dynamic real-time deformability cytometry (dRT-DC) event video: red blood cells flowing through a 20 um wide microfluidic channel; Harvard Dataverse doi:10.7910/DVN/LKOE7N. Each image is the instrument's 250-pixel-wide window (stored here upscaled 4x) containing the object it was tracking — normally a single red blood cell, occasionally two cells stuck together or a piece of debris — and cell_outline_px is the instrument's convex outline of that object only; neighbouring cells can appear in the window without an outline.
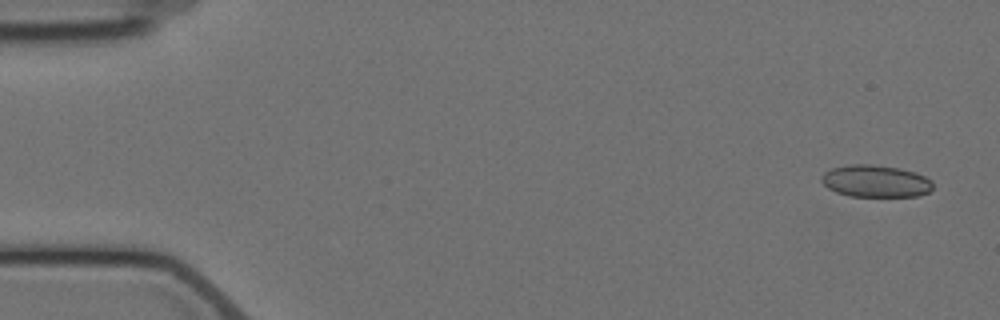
{"species": "Egyptian fruit bat (a non-hibernating species)", "species_latin": "Rousettus aegyptiacus", "temperature_condition": "cold", "stored_images_in_passage": 4, "camera_frame_rate_fps": 3000, "um_per_image_px": 0.085, "animal": {"sex": "female"}, "frame": {"image": 1, "passage_image": 1, "time_ms": 0.0, "image_size_px": [1000, 320], "cell_outline_px": [[932, 188], [928, 192], [920, 196], [848, 196], [836, 192], [828, 188], [820, 180], [820, 176], [824, 172], [832, 168], [848, 164], [872, 164], [900, 168], [916, 172], [932, 180]], "centroid_in_image_um": [74.41, 15.39], "position_along_channel_um": 10.6, "area_um2": 21.04}}